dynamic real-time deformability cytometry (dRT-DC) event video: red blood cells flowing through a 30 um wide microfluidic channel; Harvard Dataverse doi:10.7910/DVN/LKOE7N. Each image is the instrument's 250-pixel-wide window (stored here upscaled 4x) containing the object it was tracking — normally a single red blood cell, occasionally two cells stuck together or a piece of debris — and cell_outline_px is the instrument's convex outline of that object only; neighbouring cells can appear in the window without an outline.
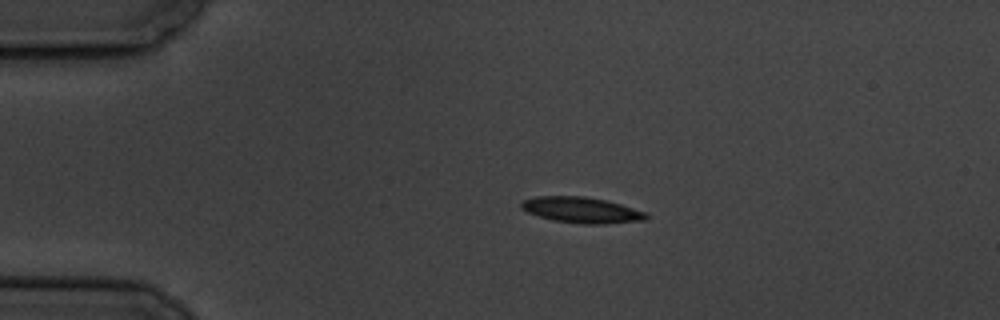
{"species": "common noctule bat (a hibernating species)", "species_latin": "Nyctalus noctula", "temperature_condition": "cold", "stored_images_in_passage": 5, "camera_frame_rate_fps": 3000, "um_per_image_px": 0.085, "animal": {"sex": "male", "body_mass_g": 19.5, "forearm_length_mm": 54.6}, "frame": {"image": 1, "passage_image": 1, "time_ms": 0.0, "image_size_px": [1000, 320], "cell_outline_px": [[652, 216], [648, 220], [604, 224], [580, 224], [552, 220], [528, 212], [520, 208], [520, 204], [524, 200], [532, 196], [584, 196], [608, 200], [648, 212]], "centroid_in_image_um": [49.51, 17.85], "position_along_channel_um": 35.5, "area_um2": 19.25}}
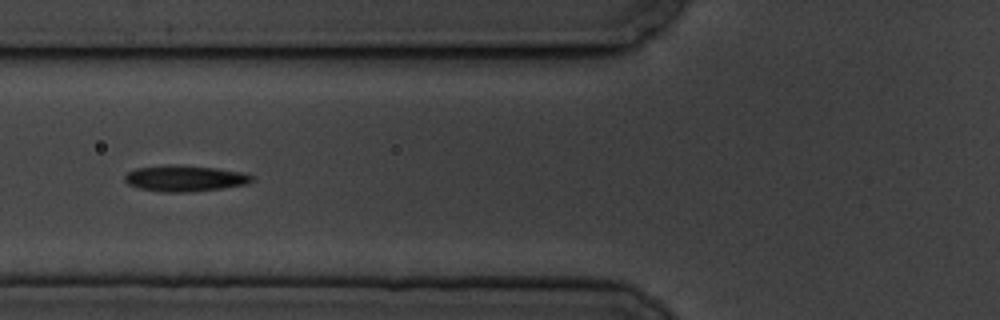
{"frame": {"image": 2, "passage_image": 4, "time_ms": 3.333, "image_size_px": [1000, 320], "cell_outline_px": [[256, 176], [248, 184], [192, 192], [160, 192], [140, 188], [128, 184], [124, 180], [124, 176], [128, 172], [136, 168], [216, 168], [244, 172]], "centroid_in_image_um": [15.79, 15.22], "position_along_channel_um": 110.0, "area_um2": 18.26}}
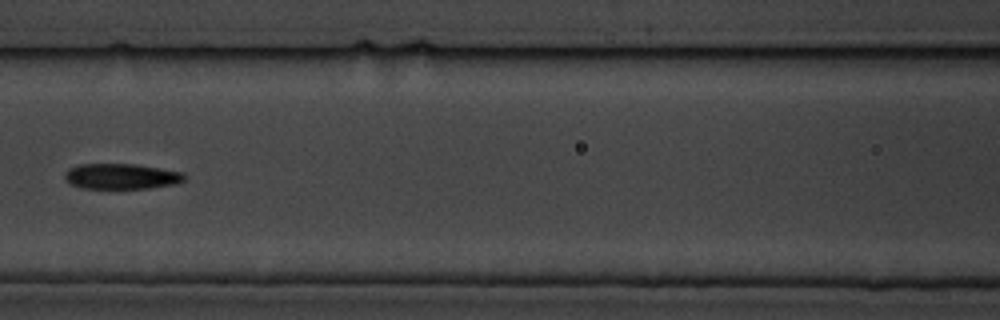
{"frame": {"image": 3, "passage_image": 5, "time_ms": 4.667, "image_size_px": [1000, 320], "cell_outline_px": [[188, 176], [184, 180], [176, 184], [148, 188], [84, 188], [72, 184], [64, 180], [64, 172], [68, 168], [76, 164], [136, 164], [184, 172]], "centroid_in_image_um": [10.32, 14.98], "position_along_channel_um": 156.3, "area_um2": 17.98}}